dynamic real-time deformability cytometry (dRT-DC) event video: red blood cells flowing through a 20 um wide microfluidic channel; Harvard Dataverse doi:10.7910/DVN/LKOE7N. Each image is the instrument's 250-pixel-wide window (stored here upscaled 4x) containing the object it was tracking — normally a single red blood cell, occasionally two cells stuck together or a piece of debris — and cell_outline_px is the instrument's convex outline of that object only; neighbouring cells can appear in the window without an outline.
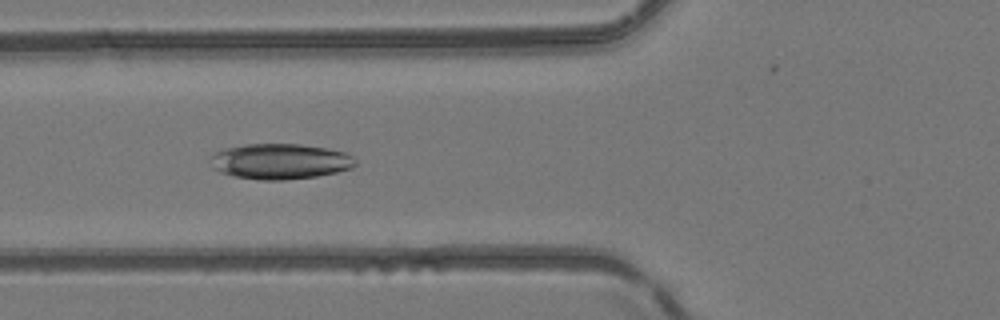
{"species": "common noctule bat (a hibernating species)", "species_latin": "Nyctalus noctula", "temperature_condition": "room temperature", "stored_images_in_passage": 44, "camera_frame_rate_fps": 3000, "um_per_image_px": 0.085, "animal": {"sex": "female", "body_mass_g": 24.6, "forearm_length_mm": 56.2}, "frame": {"image": 1, "passage_image": 13, "time_ms": 4.0, "image_size_px": [1000, 320], "cell_outline_px": [[356, 164], [352, 168], [336, 172], [316, 176], [284, 180], [260, 180], [232, 176], [220, 172], [212, 168], [212, 156], [216, 152], [228, 148], [244, 144], [300, 144], [324, 148], [344, 152], [352, 156], [356, 160]], "centroid_in_image_um": [23.81, 13.72], "position_along_channel_um": 102.0, "area_um2": 29.82}}
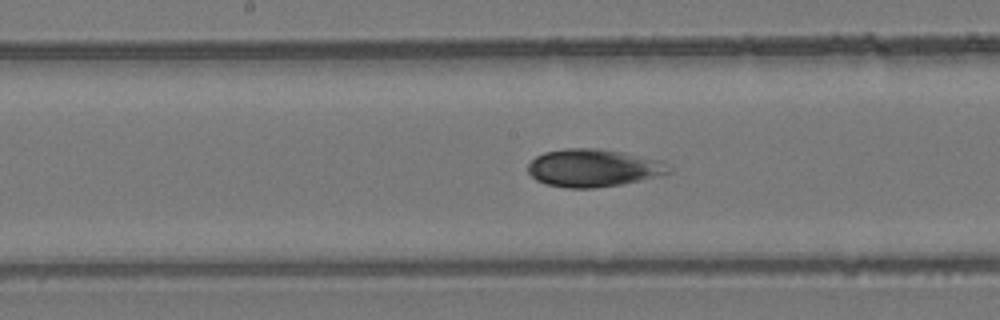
{"frame": {"image": 2, "passage_image": 20, "time_ms": 6.333, "image_size_px": [1000, 320], "cell_outline_px": [[672, 172], [640, 180], [620, 184], [592, 188], [568, 188], [544, 184], [536, 180], [528, 172], [528, 164], [536, 156], [544, 152], [564, 148], [596, 148], [624, 152], [660, 160], [672, 168]], "centroid_in_image_um": [50.41, 14.27], "position_along_channel_um": 197.8, "area_um2": 30.98}}
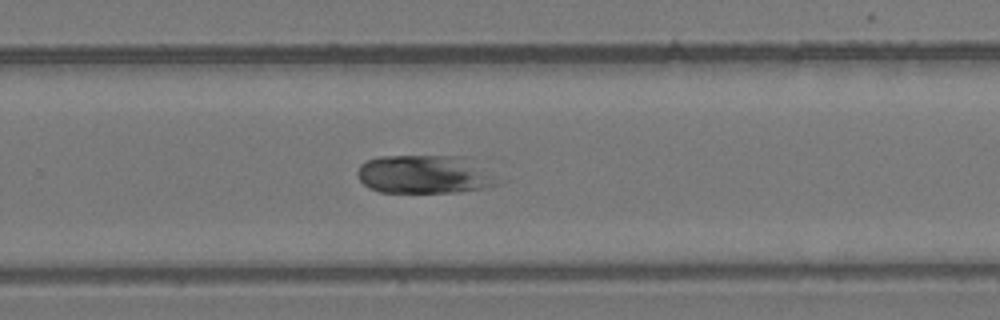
{"frame": {"image": 3, "passage_image": 27, "time_ms": 8.667, "image_size_px": [1000, 320], "cell_outline_px": [[496, 184], [484, 188], [460, 192], [380, 192], [368, 188], [360, 180], [356, 172], [360, 164], [364, 160], [380, 156], [464, 156]], "centroid_in_image_um": [35.86, 14.82], "position_along_channel_um": 293.9, "area_um2": 30.46}}